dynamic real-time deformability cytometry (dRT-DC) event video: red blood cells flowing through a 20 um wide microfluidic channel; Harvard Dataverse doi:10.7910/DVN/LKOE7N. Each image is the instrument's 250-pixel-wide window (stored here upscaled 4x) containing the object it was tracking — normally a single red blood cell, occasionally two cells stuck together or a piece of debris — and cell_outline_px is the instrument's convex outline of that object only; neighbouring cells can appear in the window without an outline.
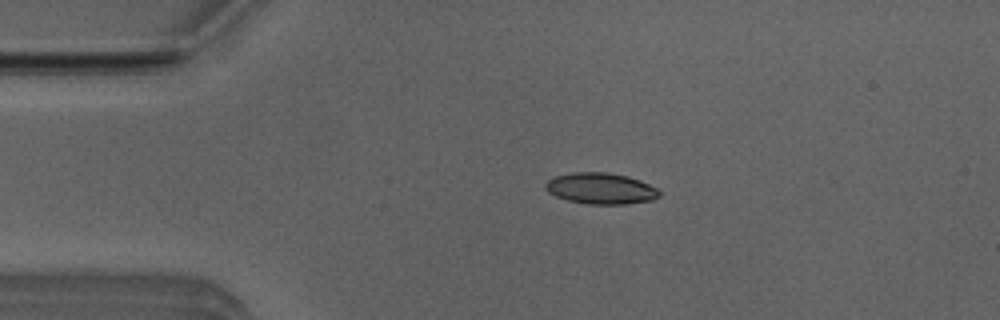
{"species": "Egyptian fruit bat (a non-hibernating species)", "species_latin": "Rousettus aegyptiacus", "temperature_condition": "room temperature", "stored_images_in_passage": 4, "camera_frame_rate_fps": 3000, "um_per_image_px": 0.085, "animal": {"sex": "male"}, "frame": {"image": 1, "passage_image": 3, "time_ms": 0.667, "image_size_px": [1000, 320], "cell_outline_px": [[660, 196], [652, 200], [628, 204], [588, 204], [568, 200], [556, 196], [548, 192], [544, 188], [544, 184], [548, 180], [556, 176], [572, 172], [604, 172], [628, 176], [640, 180], [656, 188], [660, 192]], "centroid_in_image_um": [51.06, 16.02], "position_along_channel_um": 33.9, "area_um2": 20.69}}